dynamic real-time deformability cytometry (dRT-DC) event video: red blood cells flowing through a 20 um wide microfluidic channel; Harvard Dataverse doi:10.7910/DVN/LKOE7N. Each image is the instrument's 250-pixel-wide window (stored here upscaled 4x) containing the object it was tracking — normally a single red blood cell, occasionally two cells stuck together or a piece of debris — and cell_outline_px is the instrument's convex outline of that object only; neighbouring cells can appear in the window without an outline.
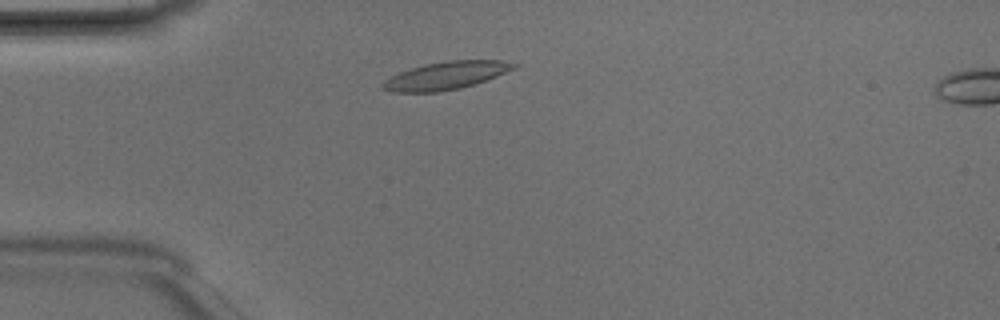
{"species": "Egyptian fruit bat (a non-hibernating species)", "species_latin": "Rousettus aegyptiacus", "temperature_condition": "room temperature", "stored_images_in_passage": 3, "camera_frame_rate_fps": 3000, "um_per_image_px": 0.085, "animal": {"sex": "male"}, "frame": {"image": 1, "passage_image": 2, "time_ms": 0.333, "image_size_px": [1000, 320], "cell_outline_px": [[520, 64], [516, 68], [476, 84], [460, 88], [436, 92], [392, 92], [380, 88], [380, 84], [384, 80], [400, 72], [424, 64], [448, 60], [500, 60]], "centroid_in_image_um": [37.9, 6.42], "position_along_channel_um": 47.1, "area_um2": 21.27}}